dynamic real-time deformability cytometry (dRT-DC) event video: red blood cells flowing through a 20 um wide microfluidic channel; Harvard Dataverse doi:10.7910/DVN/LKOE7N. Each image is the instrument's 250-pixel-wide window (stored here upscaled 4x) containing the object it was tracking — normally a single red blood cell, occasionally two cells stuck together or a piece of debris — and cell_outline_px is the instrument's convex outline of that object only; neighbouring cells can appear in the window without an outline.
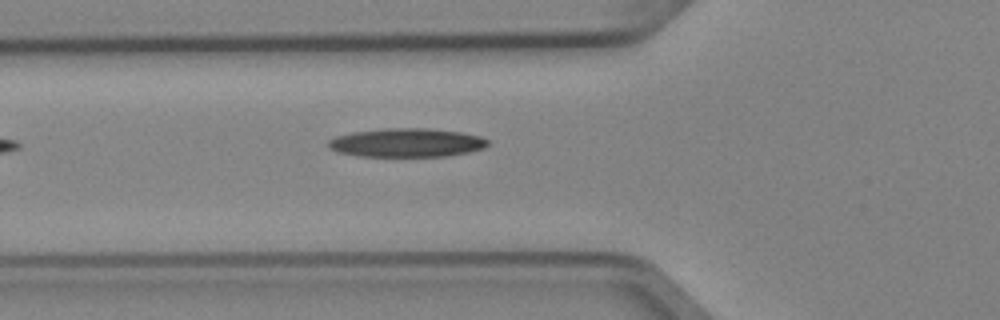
{"species": "Egyptian fruit bat (a non-hibernating species)", "species_latin": "Rousettus aegyptiacus", "temperature_condition": "cold", "stored_images_in_passage": 7, "camera_frame_rate_fps": 3000, "um_per_image_px": 0.085, "animal": {"sex": "female"}, "frame": {"image": 1, "passage_image": 7, "time_ms": 2.0, "image_size_px": [1000, 320], "cell_outline_px": [[488, 144], [484, 148], [468, 152], [444, 156], [360, 156], [336, 152], [328, 148], [328, 140], [336, 136], [352, 132], [384, 128], [428, 128], [460, 132], [480, 136], [488, 140]], "centroid_in_image_um": [34.53, 12.12], "position_along_channel_um": 91.3, "area_um2": 26.7}}